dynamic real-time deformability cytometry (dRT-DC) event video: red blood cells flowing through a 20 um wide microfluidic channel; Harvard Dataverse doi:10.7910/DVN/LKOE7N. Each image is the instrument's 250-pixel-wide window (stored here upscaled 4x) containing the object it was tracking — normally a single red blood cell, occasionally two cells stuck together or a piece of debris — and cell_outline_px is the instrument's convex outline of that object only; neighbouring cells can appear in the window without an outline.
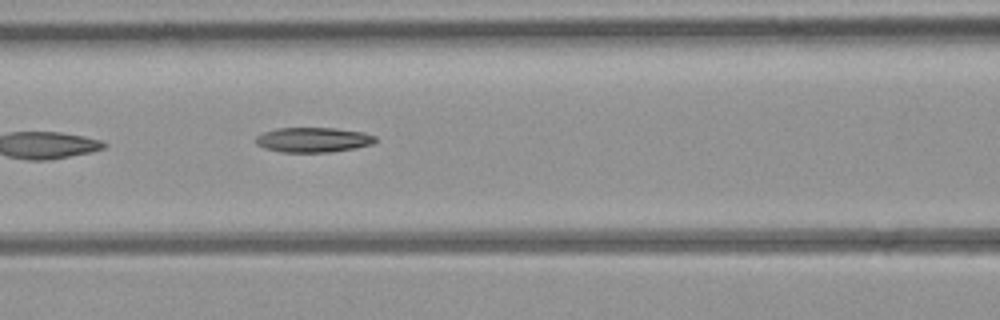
{"species": "common noctule bat (a hibernating species)", "species_latin": "Nyctalus noctula", "temperature_condition": "room temperature", "stored_images_in_passage": 8, "segment_of_instrument_passage": [1, 2], "camera_frame_rate_fps": 3000, "um_per_image_px": 0.085, "animal": {"sex": "female", "body_mass_g": 21.9}, "frame": {"image": 1, "passage_image": 7, "time_ms": 7.0, "image_size_px": [1000, 320], "cell_outline_px": [[376, 140], [372, 144], [356, 148], [332, 152], [280, 152], [264, 148], [256, 144], [256, 136], [264, 132], [276, 128], [336, 128], [364, 132], [376, 136]], "centroid_in_image_um": [26.63, 11.88], "position_along_channel_um": 140.0, "area_um2": 17.46}}